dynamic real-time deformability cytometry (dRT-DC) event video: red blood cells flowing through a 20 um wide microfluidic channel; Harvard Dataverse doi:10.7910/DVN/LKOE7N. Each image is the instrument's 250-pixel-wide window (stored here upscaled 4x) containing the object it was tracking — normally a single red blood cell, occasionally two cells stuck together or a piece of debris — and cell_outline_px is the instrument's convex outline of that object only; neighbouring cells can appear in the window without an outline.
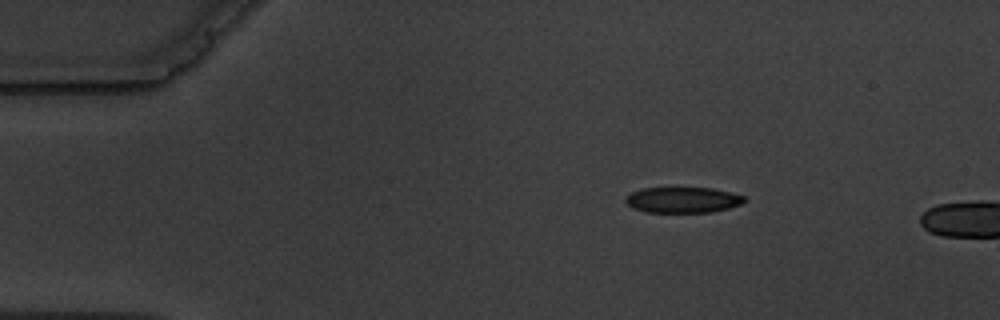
{"species": "common noctule bat (a hibernating species)", "species_latin": "Nyctalus noctula", "temperature_condition": "warm", "stored_images_in_passage": 2, "camera_frame_rate_fps": 3000, "um_per_image_px": 0.085, "animal": {"sex": "male", "body_mass_g": 19.5, "forearm_length_mm": 54.6}, "frame": {"image": 1, "passage_image": 2, "time_ms": 2.0, "image_size_px": [1000, 320], "cell_outline_px": [[744, 200], [740, 204], [728, 208], [712, 212], [644, 212], [632, 208], [624, 200], [632, 192], [644, 188], [712, 188], [744, 196]], "centroid_in_image_um": [58.0, 17.0], "position_along_channel_um": 27.0, "area_um2": 17.57}}